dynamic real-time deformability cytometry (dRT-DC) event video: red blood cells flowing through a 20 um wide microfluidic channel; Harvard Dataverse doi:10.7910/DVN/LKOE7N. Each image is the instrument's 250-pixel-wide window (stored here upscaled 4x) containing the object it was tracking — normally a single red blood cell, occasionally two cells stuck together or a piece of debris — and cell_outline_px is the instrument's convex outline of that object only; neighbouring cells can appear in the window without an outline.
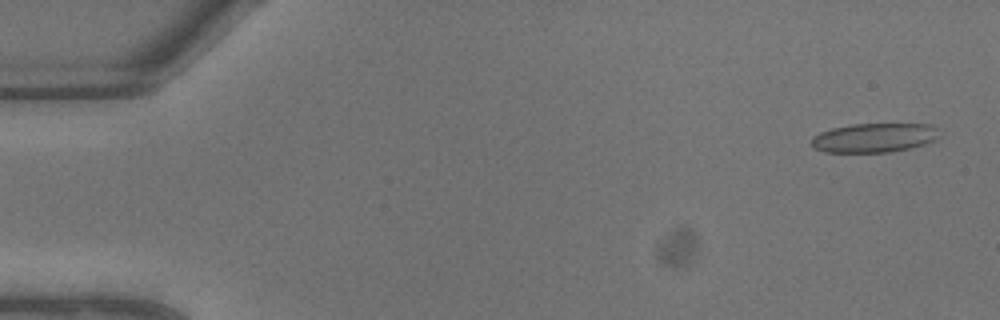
{"species": "common noctule bat (a hibernating species)", "species_latin": "Nyctalus noctula", "temperature_condition": "warm", "stored_images_in_passage": 8, "camera_frame_rate_fps": 3000, "um_per_image_px": 0.085, "animal": {"sex": "male", "body_mass_g": 13.3}, "frame": {"image": 1, "passage_image": 1, "time_ms": 0.0, "image_size_px": [1000, 320], "cell_outline_px": [[936, 140], [924, 144], [908, 148], [888, 152], [824, 152], [816, 148], [812, 144], [812, 140], [820, 132], [832, 128], [852, 124], [928, 124], [936, 128]], "centroid_in_image_um": [74.29, 11.71], "position_along_channel_um": 10.7, "area_um2": 21.33}}
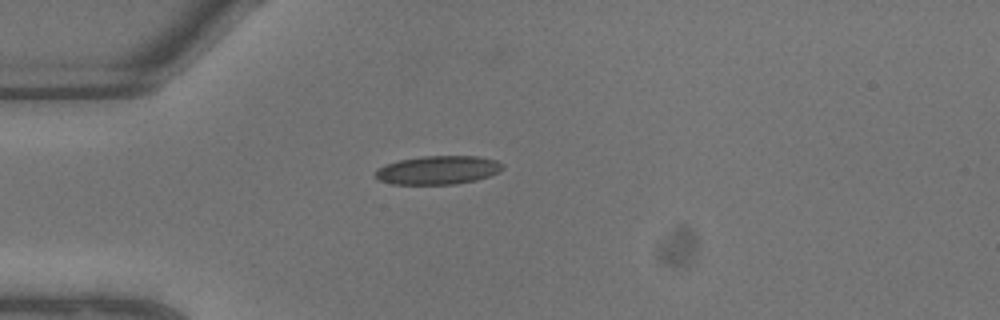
{"frame": {"image": 2, "passage_image": 6, "time_ms": 1.667, "image_size_px": [1000, 320], "cell_outline_px": [[504, 168], [500, 172], [476, 180], [456, 184], [392, 184], [380, 180], [376, 176], [376, 172], [380, 168], [388, 164], [400, 160], [424, 156], [476, 156], [496, 160], [504, 164]], "centroid_in_image_um": [37.3, 14.46], "position_along_channel_um": 47.7, "area_um2": 20.98}}
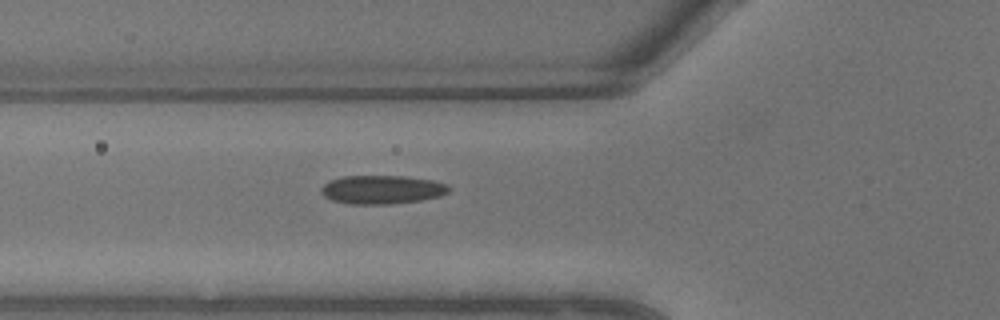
{"frame": {"image": 3, "passage_image": 8, "time_ms": 2.333, "image_size_px": [1000, 320], "cell_outline_px": [[452, 188], [448, 192], [440, 196], [420, 200], [392, 204], [348, 204], [332, 200], [324, 196], [320, 192], [320, 188], [324, 184], [332, 180], [344, 176], [404, 176], [432, 180], [448, 184]], "centroid_in_image_um": [32.48, 16.12], "position_along_channel_um": 93.3, "area_um2": 21.39}}